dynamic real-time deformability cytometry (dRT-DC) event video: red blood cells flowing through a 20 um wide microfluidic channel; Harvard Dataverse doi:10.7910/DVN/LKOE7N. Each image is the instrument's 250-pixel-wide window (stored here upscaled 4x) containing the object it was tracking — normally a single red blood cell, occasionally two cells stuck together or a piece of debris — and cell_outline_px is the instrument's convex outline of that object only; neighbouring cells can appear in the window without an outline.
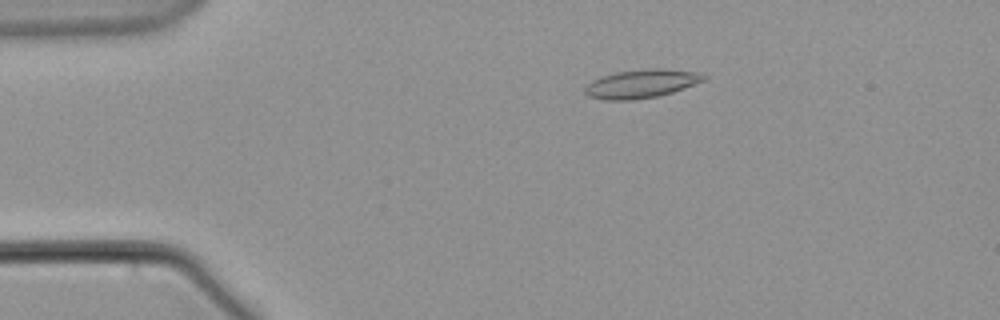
{"species": "common noctule bat (a hibernating species)", "species_latin": "Nyctalus noctula", "temperature_condition": "warm", "stored_images_in_passage": 50, "camera_frame_rate_fps": 3000, "um_per_image_px": 0.085, "animal": {"sex": "male", "body_mass_g": 21.5, "forearm_length_mm": 52.0}, "frame": {"image": 1, "passage_image": 4, "time_ms": 1.0, "image_size_px": [1000, 320], "cell_outline_px": [[708, 76], [704, 80], [672, 92], [656, 96], [632, 100], [604, 100], [588, 96], [584, 92], [584, 88], [592, 80], [600, 76], [616, 72], [648, 68], [660, 68], [700, 72]], "centroid_in_image_um": [54.49, 7.1], "position_along_channel_um": 30.5, "area_um2": 19.77}}
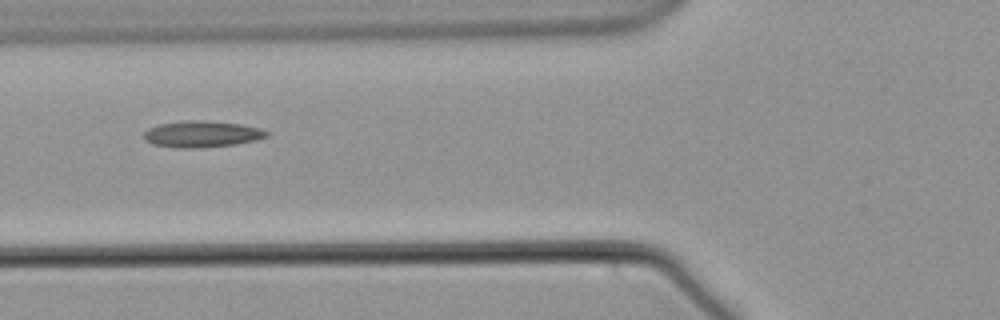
{"frame": {"image": 2, "passage_image": 15, "time_ms": 4.667, "image_size_px": [1000, 320], "cell_outline_px": [[268, 136], [256, 140], [236, 144], [196, 148], [176, 148], [152, 144], [144, 140], [140, 136], [148, 128], [160, 124], [188, 120], [200, 120], [240, 124], [260, 128], [268, 132]], "centroid_in_image_um": [17.1, 11.4], "position_along_channel_um": 108.7, "area_um2": 18.96}}
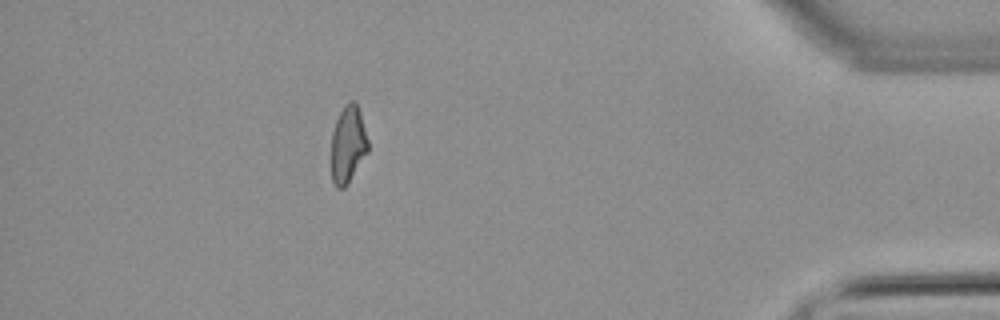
{"frame": {"image": 3, "passage_image": 44, "time_ms": 14.333, "image_size_px": [1000, 320], "cell_outline_px": [[368, 152], [344, 188], [336, 188], [332, 180], [332, 132], [336, 120], [344, 104], [348, 100], [356, 100], [360, 112], [368, 140]], "centroid_in_image_um": [29.58, 12.23], "position_along_channel_um": 405.6, "area_um2": 16.47}}